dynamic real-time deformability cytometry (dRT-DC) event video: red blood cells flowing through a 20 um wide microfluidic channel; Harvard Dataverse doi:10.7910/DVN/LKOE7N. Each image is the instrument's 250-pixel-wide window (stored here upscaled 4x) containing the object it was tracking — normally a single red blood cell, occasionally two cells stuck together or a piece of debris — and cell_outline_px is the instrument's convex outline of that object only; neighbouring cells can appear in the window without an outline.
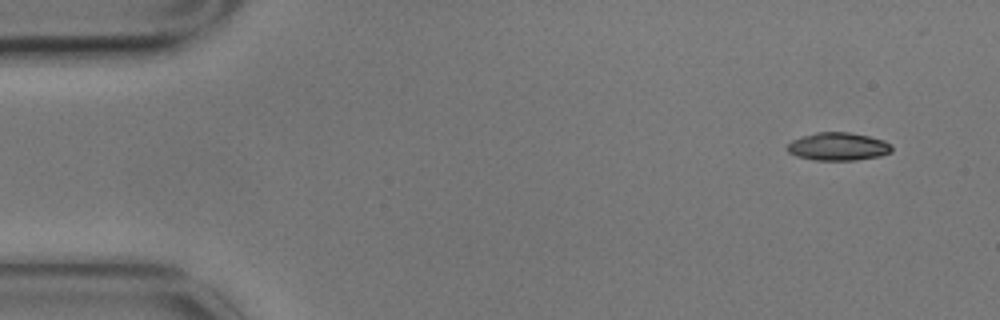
{"species": "common noctule bat (a hibernating species)", "species_latin": "Nyctalus noctula", "temperature_condition": "cold", "stored_images_in_passage": 4, "camera_frame_rate_fps": 3000, "um_per_image_px": 0.085, "animal": {"sex": "male", "body_mass_g": 17.9}, "frame": {"image": 1, "passage_image": 1, "time_ms": 0.0, "image_size_px": [1000, 320], "cell_outline_px": [[892, 152], [880, 156], [856, 160], [816, 160], [796, 156], [788, 152], [788, 144], [792, 140], [816, 132], [848, 132], [868, 136], [884, 140], [892, 144]], "centroid_in_image_um": [71.27, 12.46], "position_along_channel_um": 13.7, "area_um2": 16.99}}
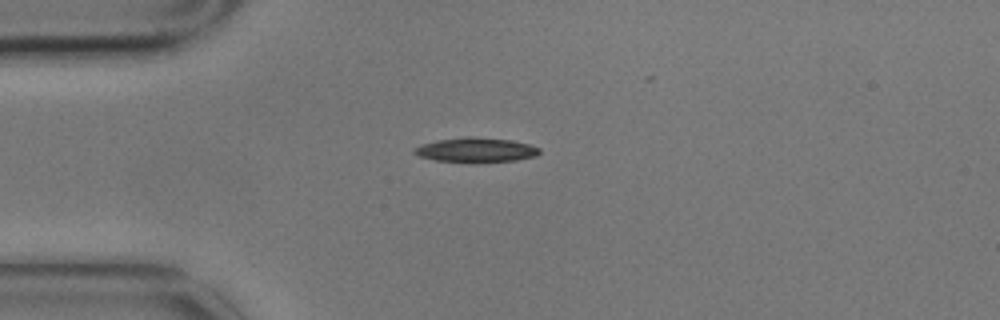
{"frame": {"image": 2, "passage_image": 4, "time_ms": 1.0, "image_size_px": [1000, 320], "cell_outline_px": [[540, 152], [536, 156], [516, 160], [436, 160], [420, 156], [412, 152], [412, 148], [436, 140], [472, 136], [512, 140], [528, 144], [540, 148]], "centroid_in_image_um": [40.47, 12.7], "position_along_channel_um": 44.5, "area_um2": 17.11}}